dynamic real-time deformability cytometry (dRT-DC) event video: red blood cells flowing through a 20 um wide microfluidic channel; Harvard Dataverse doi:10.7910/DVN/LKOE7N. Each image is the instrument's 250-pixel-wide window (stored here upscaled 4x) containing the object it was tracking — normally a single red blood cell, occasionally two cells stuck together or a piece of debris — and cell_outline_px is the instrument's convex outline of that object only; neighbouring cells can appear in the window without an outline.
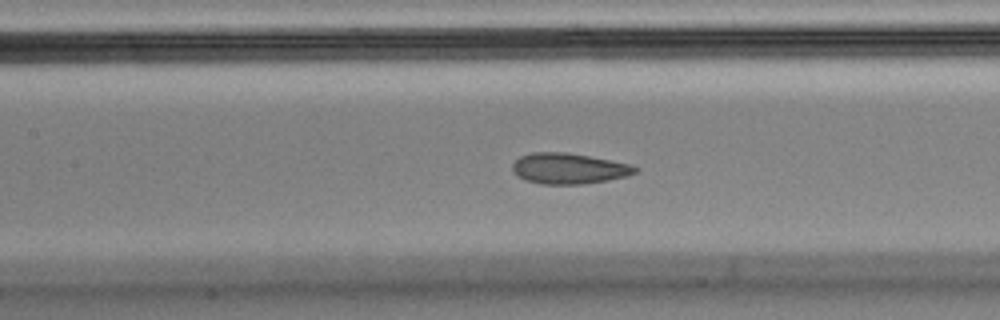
{"species": "Egyptian fruit bat (a non-hibernating species)", "species_latin": "Rousettus aegyptiacus", "temperature_condition": "cold", "stored_images_in_passage": 33, "camera_frame_rate_fps": 3000, "um_per_image_px": 0.085, "animal": {"sex": "male"}, "frame": {"image": 1, "passage_image": 24, "time_ms": 7.667, "image_size_px": [1000, 320], "cell_outline_px": [[640, 168], [636, 172], [628, 176], [608, 180], [584, 184], [540, 184], [524, 180], [516, 176], [512, 172], [512, 164], [520, 156], [532, 152], [568, 152], [632, 164]], "centroid_in_image_um": [48.34, 14.32], "position_along_channel_um": 159.1, "area_um2": 22.31}}
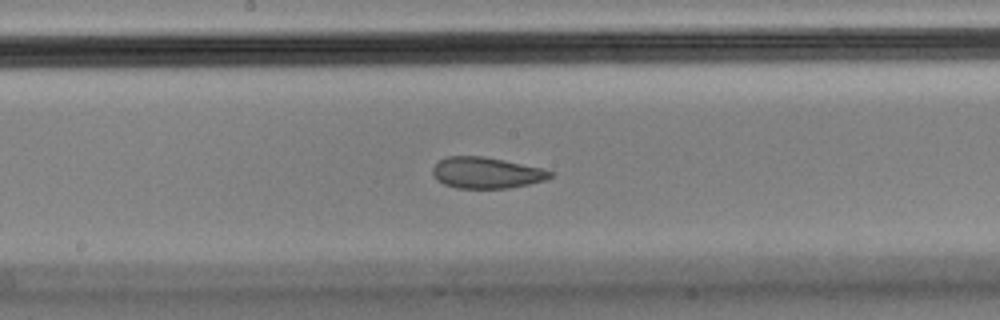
{"frame": {"image": 2, "passage_image": 28, "time_ms": 9.0, "image_size_px": [1000, 320], "cell_outline_px": [[552, 176], [544, 180], [528, 184], [508, 188], [456, 188], [444, 184], [436, 180], [432, 172], [432, 168], [440, 160], [448, 156], [484, 156], [504, 160], [540, 168], [552, 172]], "centroid_in_image_um": [41.3, 14.69], "position_along_channel_um": 206.9, "area_um2": 21.15}}